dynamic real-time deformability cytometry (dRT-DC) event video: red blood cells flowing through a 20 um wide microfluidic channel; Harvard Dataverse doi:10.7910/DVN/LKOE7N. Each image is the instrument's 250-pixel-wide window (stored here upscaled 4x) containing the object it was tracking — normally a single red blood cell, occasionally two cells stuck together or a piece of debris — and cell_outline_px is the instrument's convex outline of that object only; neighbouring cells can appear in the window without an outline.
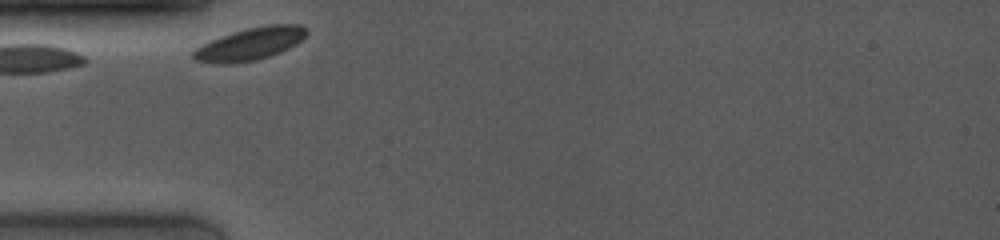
{"species": "common noctule bat (a hibernating species)", "species_latin": "Nyctalus noctula", "temperature_condition": "room temperature", "stored_images_in_passage": 14, "camera_frame_rate_fps": 4000, "um_per_image_px": 0.085, "animal": {"sex": "female", "body_mass_g": 19.0, "forearm_length_mm": 53.3}, "frame": {"image": 1, "passage_image": 1, "time_ms": 0.0, "image_size_px": [1000, 240], "cell_outline_px": [[308, 32], [296, 44], [280, 52], [256, 60], [232, 64], [220, 64], [196, 60], [192, 56], [192, 52], [196, 48], [220, 36], [232, 32], [248, 28], [268, 24], [300, 24]], "centroid_in_image_um": [21.25, 3.73], "position_along_channel_um": 63.7, "area_um2": 21.21}}